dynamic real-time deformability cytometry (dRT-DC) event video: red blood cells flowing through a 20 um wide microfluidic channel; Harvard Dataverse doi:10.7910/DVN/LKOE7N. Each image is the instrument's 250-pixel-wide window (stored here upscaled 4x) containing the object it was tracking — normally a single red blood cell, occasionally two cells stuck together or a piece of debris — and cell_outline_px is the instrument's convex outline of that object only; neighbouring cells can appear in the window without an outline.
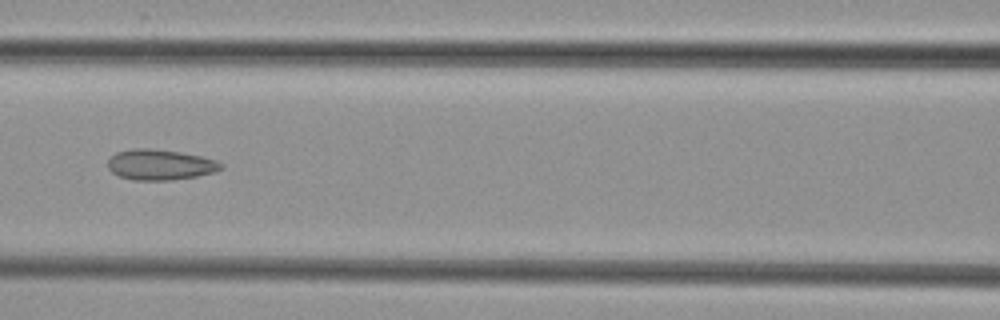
{"species": "common noctule bat (a hibernating species)", "species_latin": "Nyctalus noctula", "temperature_condition": "cold", "stored_images_in_passage": 6, "camera_frame_rate_fps": 3000, "um_per_image_px": 0.085, "animal": {"sex": "female", "body_mass_g": 29.2, "forearm_length_mm": 56.3}, "frame": {"image": 1, "passage_image": 6, "time_ms": 6.0, "image_size_px": [1000, 320], "cell_outline_px": [[224, 168], [216, 172], [196, 176], [172, 180], [132, 180], [120, 176], [112, 172], [108, 168], [108, 160], [116, 152], [132, 148], [148, 148], [180, 152], [200, 156], [216, 160], [224, 164]], "centroid_in_image_um": [13.63, 14.0], "position_along_channel_um": 153.0, "area_um2": 20.23}}